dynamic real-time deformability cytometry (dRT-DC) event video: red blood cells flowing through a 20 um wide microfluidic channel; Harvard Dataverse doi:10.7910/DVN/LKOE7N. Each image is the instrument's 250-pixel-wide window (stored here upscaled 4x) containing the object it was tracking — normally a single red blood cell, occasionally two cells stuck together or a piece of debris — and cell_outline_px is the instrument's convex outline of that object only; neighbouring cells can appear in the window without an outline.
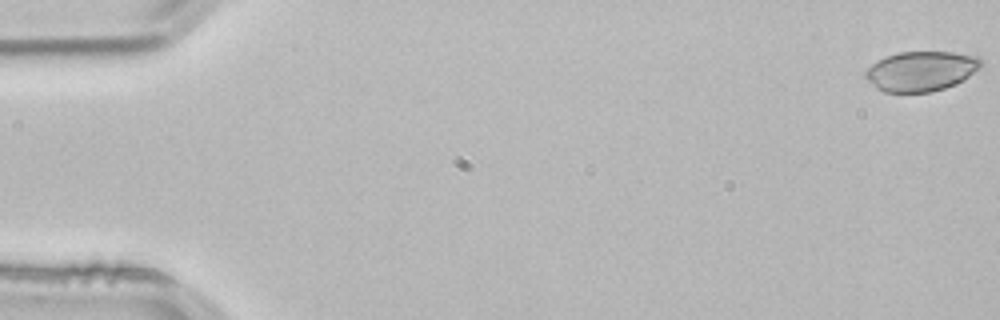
{"species": "common noctule bat (a hibernating species)", "species_latin": "Nyctalus noctula", "temperature_condition": "room temperature", "stored_images_in_passage": 54, "camera_frame_rate_fps": 3000, "um_per_image_px": 0.085, "animal": {"sex": "male", "body_mass_g": 21.5, "forearm_length_mm": 52.0}, "frame": {"image": 1, "passage_image": 1, "time_ms": 0.0, "image_size_px": [1000, 320], "cell_outline_px": [[984, 68], [964, 80], [944, 88], [932, 92], [884, 92], [876, 88], [864, 76], [864, 72], [872, 64], [888, 56], [900, 52], [952, 52], [980, 56], [984, 64]], "centroid_in_image_um": [78.38, 6.05], "position_along_channel_um": 6.6, "area_um2": 27.11}}
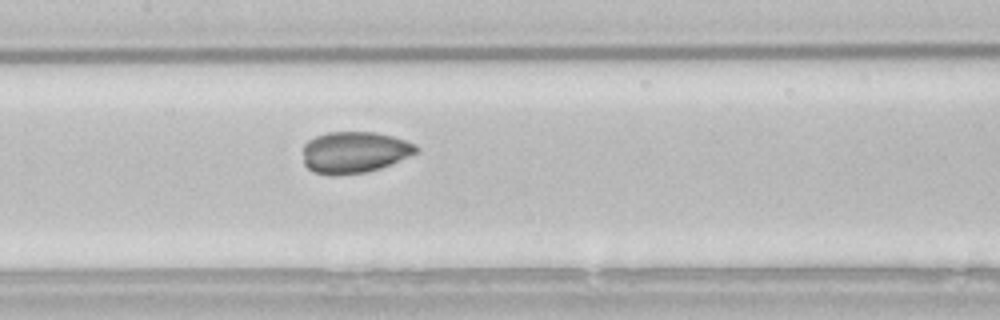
{"frame": {"image": 2, "passage_image": 26, "time_ms": 8.333, "image_size_px": [1000, 320], "cell_outline_px": [[420, 148], [416, 152], [380, 168], [364, 172], [332, 176], [312, 172], [304, 164], [304, 144], [308, 140], [316, 136], [328, 132], [376, 132], [392, 136], [416, 144]], "centroid_in_image_um": [30.09, 12.94], "position_along_channel_um": 177.3, "area_um2": 27.22}}
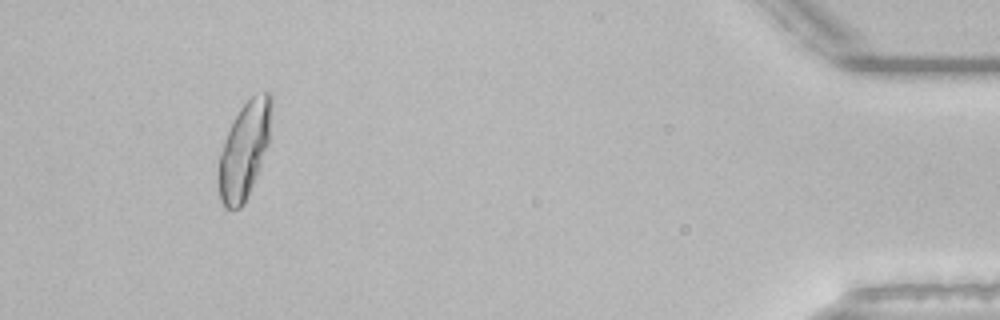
{"frame": {"image": 3, "passage_image": 50, "time_ms": 16.333, "image_size_px": [1000, 320], "cell_outline_px": [[272, 100], [268, 144], [244, 204], [240, 208], [224, 208], [220, 200], [216, 176], [220, 152], [224, 140], [232, 120], [240, 108], [252, 96], [264, 92], [272, 92]], "centroid_in_image_um": [20.72, 12.77], "position_along_channel_um": 414.5, "area_um2": 29.65}, "authors_computed_cell_mechanics": {"area_um2": 27.8307, "velocity_mm_per_s": 3.8235, "shape_relaxation_time_tau1_ms": null, "shape_relaxation_time_tau2_ms": 1.656, "deformation_change_tau1": null, "deformation_change_tau2": 0.0598}}